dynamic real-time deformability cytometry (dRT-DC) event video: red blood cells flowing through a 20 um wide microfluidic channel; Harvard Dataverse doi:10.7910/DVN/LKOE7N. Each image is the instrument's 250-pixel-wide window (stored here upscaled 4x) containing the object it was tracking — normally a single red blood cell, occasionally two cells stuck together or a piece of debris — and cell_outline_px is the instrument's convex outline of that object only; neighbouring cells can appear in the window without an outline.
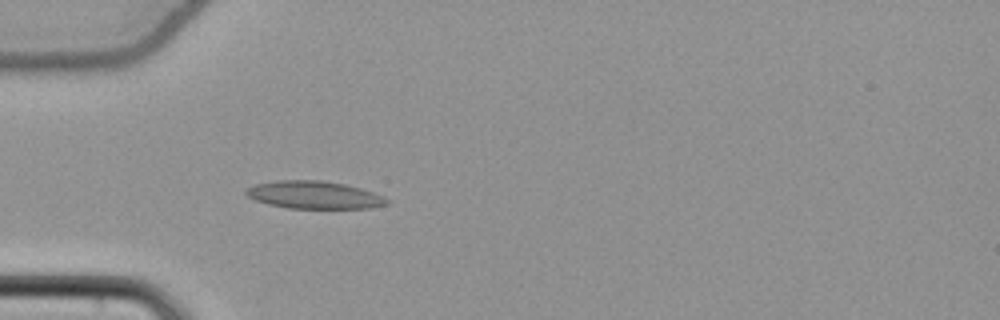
{"species": "common noctule bat (a hibernating species)", "species_latin": "Nyctalus noctula", "temperature_condition": "cold", "stored_images_in_passage": 38, "camera_frame_rate_fps": 3000, "um_per_image_px": 0.085, "animal": {"sex": "female", "body_mass_g": 22.7, "forearm_length_mm": 54.2}, "frame": {"image": 1, "passage_image": 1, "time_ms": 0.0, "image_size_px": [1000, 320], "cell_outline_px": [[388, 204], [368, 208], [288, 208], [268, 204], [256, 200], [248, 196], [244, 192], [248, 188], [256, 184], [276, 180], [320, 180], [344, 184], [360, 188], [384, 196], [388, 200]], "centroid_in_image_um": [26.7, 16.56], "position_along_channel_um": 58.3, "area_um2": 22.48}}
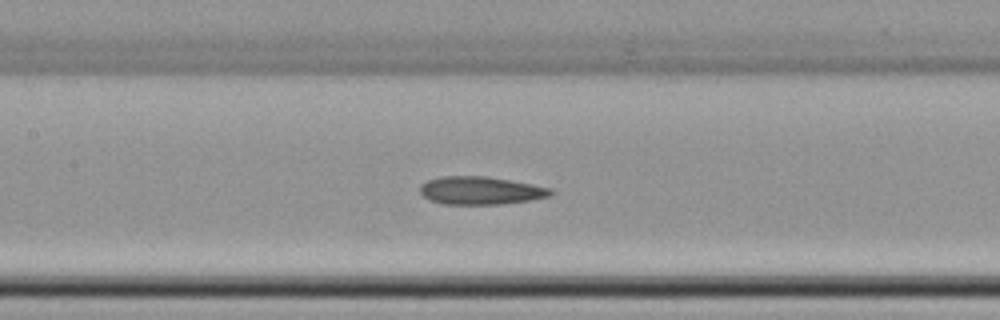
{"frame": {"image": 2, "passage_image": 10, "time_ms": 3.0, "image_size_px": [1000, 320], "cell_outline_px": [[556, 192], [552, 196], [532, 200], [500, 204], [444, 204], [432, 200], [424, 196], [420, 192], [420, 184], [428, 180], [440, 176], [484, 176], [508, 180], [552, 188]], "centroid_in_image_um": [40.89, 16.2], "position_along_channel_um": 166.5, "area_um2": 21.27}}
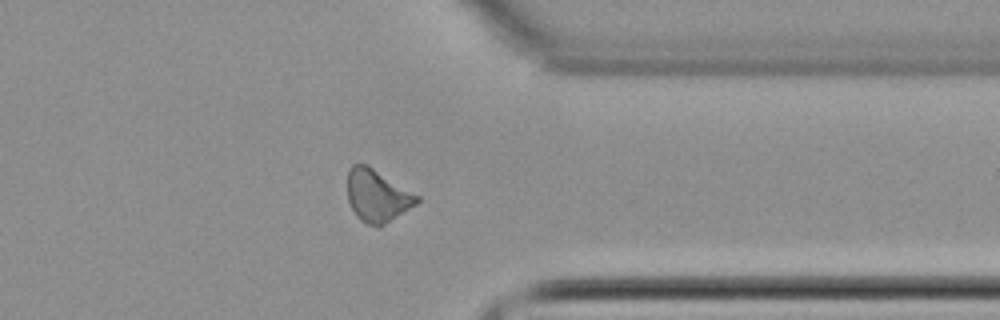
{"frame": {"image": 3, "passage_image": 27, "time_ms": 8.667, "image_size_px": [1000, 320], "cell_outline_px": [[420, 200], [416, 204], [380, 228], [376, 228], [360, 220], [356, 216], [348, 200], [348, 168], [352, 164], [368, 164], [420, 196]], "centroid_in_image_um": [32.07, 16.64], "position_along_channel_um": 379.3, "area_um2": 21.44}, "authors_computed_cell_mechanics": {"area_um2": 20.9525, "velocity_mm_per_s": 3.847, "shape_relaxation_time_tau1_ms": null, "shape_relaxation_time_tau2_ms": 7.5642, "deformation_change_tau1": null, "deformation_change_tau2": 0.158}}